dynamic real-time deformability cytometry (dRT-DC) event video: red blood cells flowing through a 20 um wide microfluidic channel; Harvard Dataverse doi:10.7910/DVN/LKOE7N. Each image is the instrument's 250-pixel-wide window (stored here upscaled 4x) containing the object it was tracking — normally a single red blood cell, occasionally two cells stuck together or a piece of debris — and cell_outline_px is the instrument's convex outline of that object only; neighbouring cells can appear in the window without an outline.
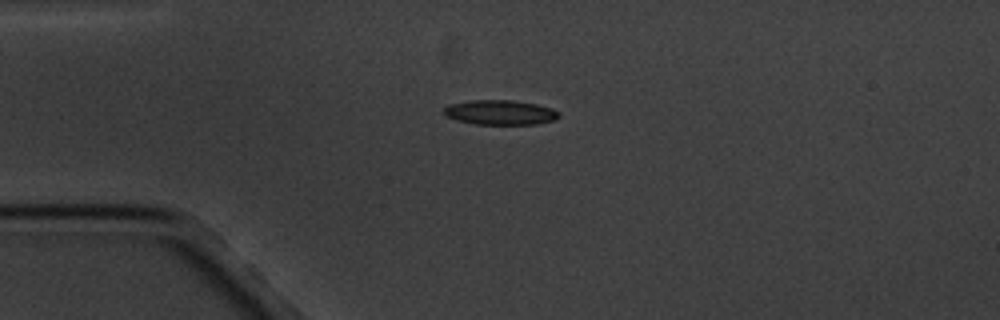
{"species": "common noctule bat (a hibernating species)", "species_latin": "Nyctalus noctula", "temperature_condition": "cold", "stored_images_in_passage": 4, "camera_frame_rate_fps": 3000, "um_per_image_px": 0.085, "animal": {"sex": "male", "body_mass_g": 20.1, "forearm_length_mm": 53.5}, "frame": {"image": 1, "passage_image": 3, "time_ms": 3.333, "image_size_px": [1000, 320], "cell_outline_px": [[560, 116], [556, 120], [536, 124], [476, 124], [456, 120], [444, 116], [444, 108], [448, 104], [472, 100], [512, 100], [536, 104], [552, 108], [560, 112]], "centroid_in_image_um": [42.52, 9.55], "position_along_channel_um": 42.5, "area_um2": 16.7}}